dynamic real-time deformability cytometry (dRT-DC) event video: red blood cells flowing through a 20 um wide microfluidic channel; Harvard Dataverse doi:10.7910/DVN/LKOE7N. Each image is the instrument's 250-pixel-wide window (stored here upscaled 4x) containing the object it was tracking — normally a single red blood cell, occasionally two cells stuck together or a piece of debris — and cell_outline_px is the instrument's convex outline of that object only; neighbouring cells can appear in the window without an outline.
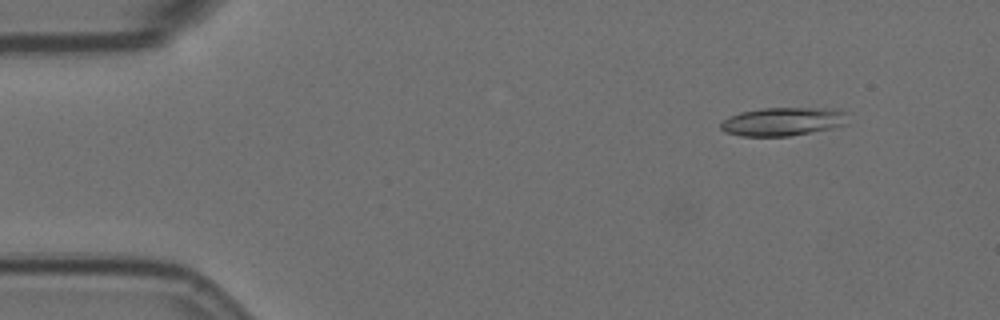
{"species": "Egyptian fruit bat (a non-hibernating species)", "species_latin": "Rousettus aegyptiacus", "temperature_condition": "room temperature", "stored_images_in_passage": 5, "camera_frame_rate_fps": 3000, "um_per_image_px": 0.085, "animal": {"sex": "female"}, "frame": {"image": 1, "passage_image": 2, "time_ms": 1.333, "image_size_px": [1000, 320], "cell_outline_px": [[848, 124], [832, 128], [788, 136], [740, 136], [724, 132], [720, 128], [720, 124], [728, 116], [740, 112], [764, 108], [816, 108], [848, 112]], "centroid_in_image_um": [66.53, 10.34], "position_along_channel_um": 18.5, "area_um2": 21.04}}
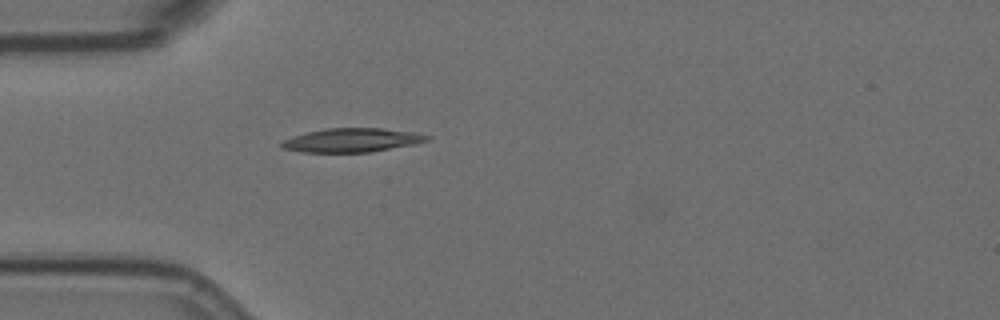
{"frame": {"image": 2, "passage_image": 5, "time_ms": 4.667, "image_size_px": [1000, 320], "cell_outline_px": [[432, 136], [428, 140], [412, 144], [368, 152], [300, 152], [284, 148], [280, 144], [284, 140], [292, 136], [324, 128], [380, 128], [412, 132]], "centroid_in_image_um": [29.88, 11.91], "position_along_channel_um": 55.1, "area_um2": 19.88}}